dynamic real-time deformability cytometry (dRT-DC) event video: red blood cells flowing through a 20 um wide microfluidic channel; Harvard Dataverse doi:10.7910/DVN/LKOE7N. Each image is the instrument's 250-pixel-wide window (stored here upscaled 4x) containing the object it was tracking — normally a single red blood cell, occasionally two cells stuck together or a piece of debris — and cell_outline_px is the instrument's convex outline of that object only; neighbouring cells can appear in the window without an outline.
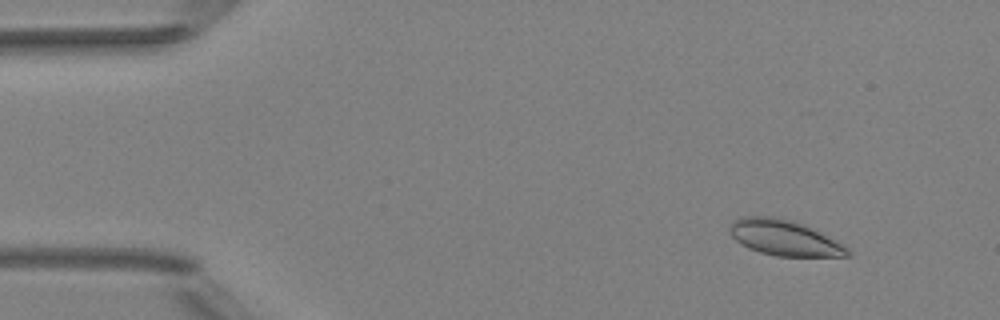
{"species": "Egyptian fruit bat (a non-hibernating species)", "species_latin": "Rousettus aegyptiacus", "temperature_condition": "room temperature", "stored_images_in_passage": 6, "camera_frame_rate_fps": 3000, "um_per_image_px": 0.085, "animal": {"sex": "female"}, "frame": {"image": 1, "passage_image": 2, "time_ms": 1.333, "image_size_px": [1000, 320], "cell_outline_px": [[852, 256], [776, 256], [760, 252], [748, 248], [736, 240], [732, 236], [728, 228], [736, 220], [744, 216], [780, 216], [804, 224], [844, 244], [852, 252]], "centroid_in_image_um": [66.7, 20.21], "position_along_channel_um": 18.3, "area_um2": 24.51}}
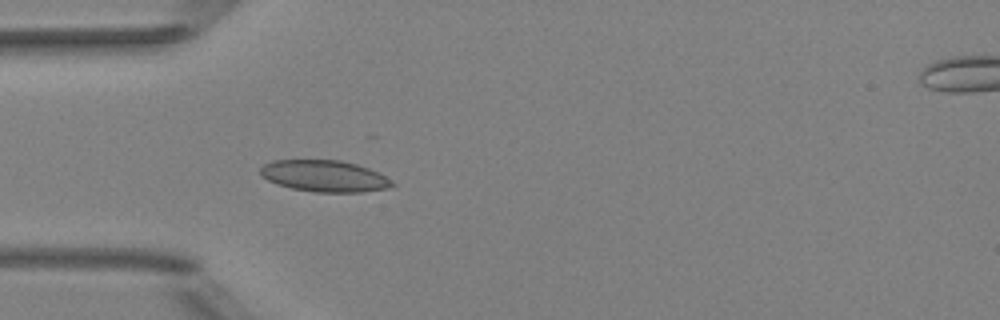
{"frame": {"image": 2, "passage_image": 5, "time_ms": 4.667, "image_size_px": [1000, 320], "cell_outline_px": [[396, 184], [392, 188], [360, 192], [316, 192], [292, 188], [268, 180], [260, 172], [260, 168], [264, 164], [272, 160], [340, 160], [356, 164], [380, 172]], "centroid_in_image_um": [27.64, 14.96], "position_along_channel_um": 57.4, "area_um2": 24.16}}